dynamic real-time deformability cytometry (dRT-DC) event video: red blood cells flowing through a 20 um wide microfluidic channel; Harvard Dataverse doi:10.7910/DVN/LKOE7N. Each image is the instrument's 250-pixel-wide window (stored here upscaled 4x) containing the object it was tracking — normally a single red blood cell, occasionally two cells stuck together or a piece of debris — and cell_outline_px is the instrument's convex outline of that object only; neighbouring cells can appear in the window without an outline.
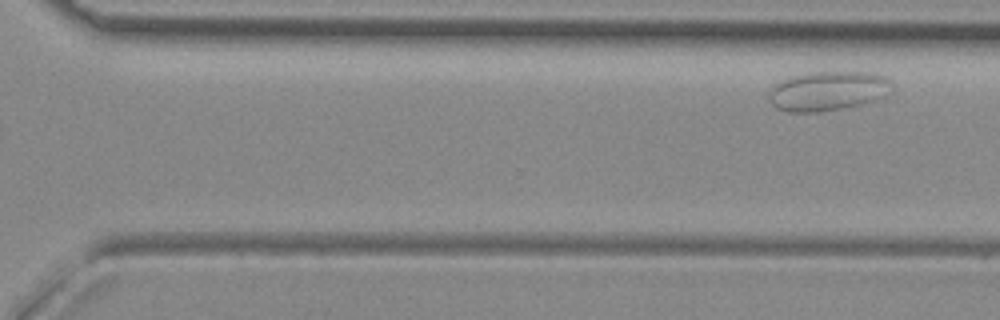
{"species": "common noctule bat (a hibernating species)", "species_latin": "Nyctalus noctula", "temperature_condition": "room temperature", "stored_images_in_passage": 9, "segment_of_instrument_passage": [2, 2], "camera_frame_rate_fps": 3000, "um_per_image_px": 0.085, "animal": {"sex": "female", "body_mass_g": 29.2, "forearm_length_mm": 56.3}, "frame": {"image": 1, "passage_image": 9, "time_ms": 2.667, "image_size_px": [1000, 320], "cell_outline_px": [[892, 92], [888, 96], [876, 100], [860, 104], [840, 108], [816, 112], [788, 112], [776, 108], [768, 100], [768, 92], [772, 84], [788, 76], [808, 72], [876, 72], [892, 80]], "centroid_in_image_um": [70.36, 7.71], "position_along_channel_um": 300.2, "area_um2": 28.96}}